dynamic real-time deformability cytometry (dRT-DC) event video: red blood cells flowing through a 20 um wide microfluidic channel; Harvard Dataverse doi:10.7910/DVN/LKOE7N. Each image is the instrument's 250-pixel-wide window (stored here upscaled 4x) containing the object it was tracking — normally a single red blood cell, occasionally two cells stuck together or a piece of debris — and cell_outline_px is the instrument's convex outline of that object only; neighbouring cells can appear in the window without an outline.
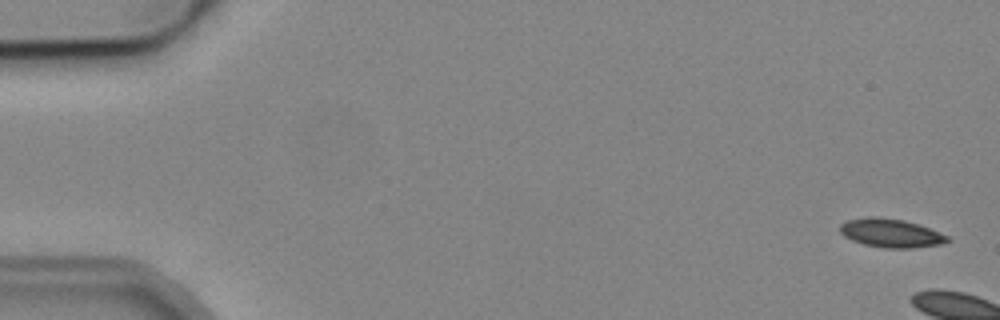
{"species": "common noctule bat (a hibernating species)", "species_latin": "Nyctalus noctula", "temperature_condition": "cold", "stored_images_in_passage": 6, "camera_frame_rate_fps": 3000, "um_per_image_px": 0.085, "animal": {"sex": "male", "body_mass_g": 19.2, "forearm_length_mm": 51.8}, "frame": {"image": 1, "passage_image": 1, "time_ms": 0.0, "image_size_px": [1000, 320], "cell_outline_px": [[952, 240], [940, 244], [912, 248], [884, 248], [864, 244], [852, 240], [844, 236], [840, 232], [840, 224], [848, 220], [868, 216], [876, 216], [904, 220], [928, 228], [948, 236]], "centroid_in_image_um": [75.7, 19.81], "position_along_channel_um": 9.3, "area_um2": 17.8}}
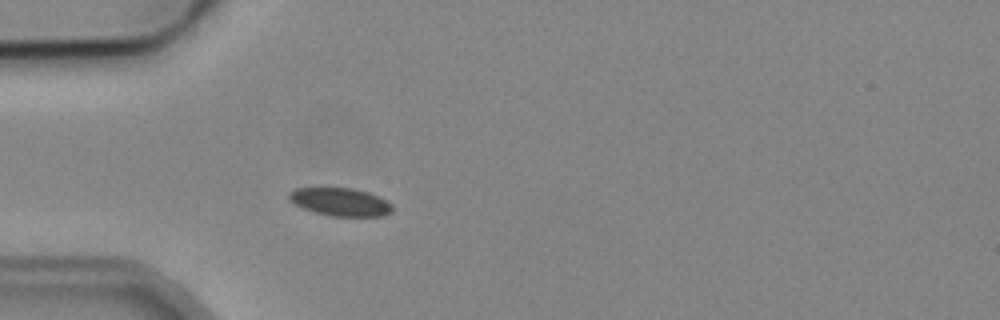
{"frame": {"image": 2, "passage_image": 6, "time_ms": 6.0, "image_size_px": [1000, 320], "cell_outline_px": [[392, 212], [384, 216], [332, 216], [316, 212], [304, 208], [288, 200], [288, 192], [296, 188], [352, 188], [368, 192], [380, 196], [392, 204]], "centroid_in_image_um": [28.95, 17.16], "position_along_channel_um": 56.0, "area_um2": 16.88}}